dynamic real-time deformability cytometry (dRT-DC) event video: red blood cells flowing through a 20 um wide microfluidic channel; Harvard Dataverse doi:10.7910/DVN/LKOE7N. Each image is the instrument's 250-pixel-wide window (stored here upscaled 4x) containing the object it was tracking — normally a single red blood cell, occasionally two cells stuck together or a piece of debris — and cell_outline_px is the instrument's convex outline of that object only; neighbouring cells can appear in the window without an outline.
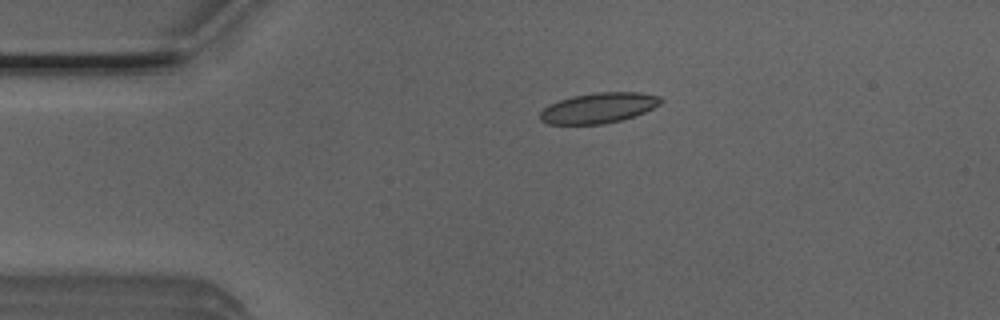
{"species": "Egyptian fruit bat (a non-hibernating species)", "species_latin": "Rousettus aegyptiacus", "temperature_condition": "room temperature", "stored_images_in_passage": 5, "camera_frame_rate_fps": 3000, "um_per_image_px": 0.085, "animal": {"sex": "male"}, "frame": {"image": 1, "passage_image": 3, "time_ms": 0.667, "image_size_px": [1000, 320], "cell_outline_px": [[664, 100], [660, 104], [644, 112], [620, 120], [604, 124], [548, 124], [540, 120], [540, 112], [548, 104], [572, 96], [596, 92], [640, 92], [660, 96]], "centroid_in_image_um": [50.87, 9.16], "position_along_channel_um": 34.1, "area_um2": 21.33}}
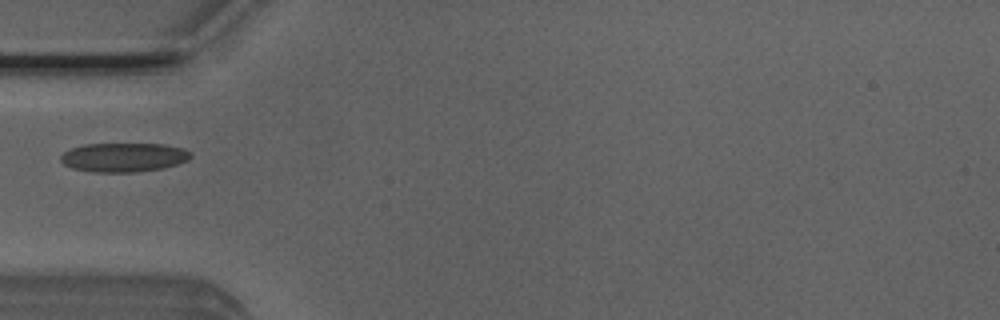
{"frame": {"image": 2, "passage_image": 5, "time_ms": 1.333, "image_size_px": [1000, 320], "cell_outline_px": [[192, 156], [188, 160], [164, 168], [136, 172], [92, 172], [72, 168], [64, 164], [60, 160], [60, 156], [64, 152], [72, 148], [84, 144], [164, 144], [184, 148], [192, 152]], "centroid_in_image_um": [10.53, 13.37], "position_along_channel_um": 74.5, "area_um2": 22.14}}